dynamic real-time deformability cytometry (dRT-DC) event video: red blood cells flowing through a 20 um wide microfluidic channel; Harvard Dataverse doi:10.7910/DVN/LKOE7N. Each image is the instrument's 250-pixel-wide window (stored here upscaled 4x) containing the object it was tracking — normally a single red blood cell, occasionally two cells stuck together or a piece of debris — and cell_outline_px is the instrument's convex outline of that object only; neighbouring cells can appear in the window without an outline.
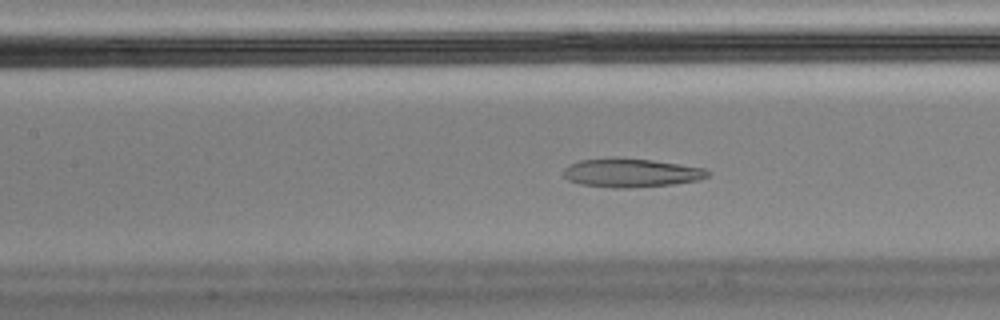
{"species": "Egyptian fruit bat (a non-hibernating species)", "species_latin": "Rousettus aegyptiacus", "temperature_condition": "cold", "stored_images_in_passage": 47, "camera_frame_rate_fps": 3000, "um_per_image_px": 0.085, "animal": {"sex": "male"}, "frame": {"image": 1, "passage_image": 14, "time_ms": 4.333, "image_size_px": [1000, 320], "cell_outline_px": [[708, 176], [700, 180], [672, 184], [628, 188], [616, 188], [580, 184], [568, 180], [564, 176], [564, 168], [568, 164], [580, 160], [608, 156], [616, 156], [652, 160], [704, 168], [708, 172]], "centroid_in_image_um": [53.58, 14.67], "position_along_channel_um": 153.8, "area_um2": 24.39}}
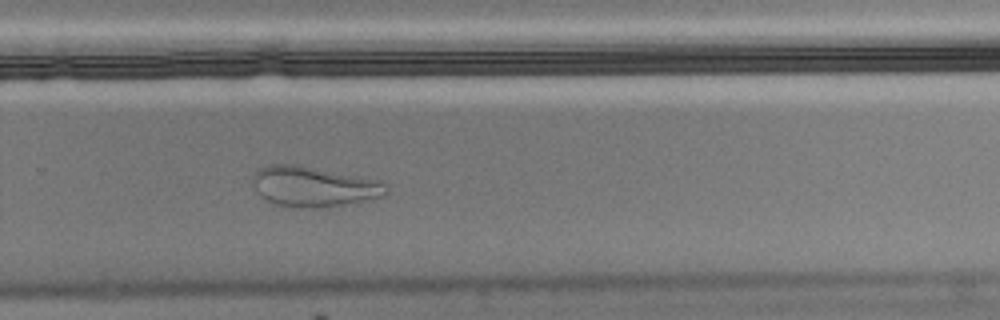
{"frame": {"image": 2, "passage_image": 27, "time_ms": 8.667, "image_size_px": [1000, 320], "cell_outline_px": [[388, 196], [344, 204], [316, 208], [296, 208], [272, 204], [260, 196], [256, 192], [252, 184], [252, 176], [260, 168], [268, 164], [296, 164], [376, 180], [388, 184]], "centroid_in_image_um": [26.63, 15.87], "position_along_channel_um": 303.2, "area_um2": 31.5}, "authors_computed_cell_mechanics": {"area_um2": 26.9926, "velocity_mm_per_s": 3.4616, "shape_relaxation_time_tau1_ms": null, "shape_relaxation_time_tau2_ms": 2.0086, "deformation_change_tau1": null, "deformation_change_tau2": 0.0932}}